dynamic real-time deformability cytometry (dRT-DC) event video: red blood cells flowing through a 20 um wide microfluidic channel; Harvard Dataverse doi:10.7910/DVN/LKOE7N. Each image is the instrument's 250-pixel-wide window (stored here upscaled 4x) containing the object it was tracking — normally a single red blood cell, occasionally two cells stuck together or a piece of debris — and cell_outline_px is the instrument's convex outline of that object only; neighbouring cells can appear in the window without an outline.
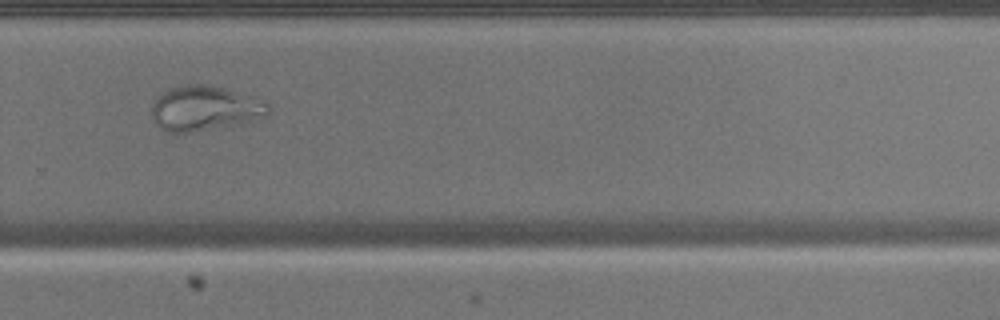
{"species": "common noctule bat (a hibernating species)", "species_latin": "Nyctalus noctula", "temperature_condition": "warm", "stored_images_in_passage": 38, "camera_frame_rate_fps": 3000, "um_per_image_px": 0.085, "animal": {"sex": "male", "body_mass_g": 17.9}, "frame": {"image": 1, "passage_image": 23, "time_ms": 7.333, "image_size_px": [1000, 320], "cell_outline_px": [[272, 112], [264, 116], [236, 124], [192, 132], [168, 132], [160, 128], [152, 120], [152, 104], [164, 92], [172, 88], [184, 84], [204, 84], [220, 88], [248, 96], [268, 104]], "centroid_in_image_um": [17.35, 9.22], "position_along_channel_um": 312.5, "area_um2": 29.71}}